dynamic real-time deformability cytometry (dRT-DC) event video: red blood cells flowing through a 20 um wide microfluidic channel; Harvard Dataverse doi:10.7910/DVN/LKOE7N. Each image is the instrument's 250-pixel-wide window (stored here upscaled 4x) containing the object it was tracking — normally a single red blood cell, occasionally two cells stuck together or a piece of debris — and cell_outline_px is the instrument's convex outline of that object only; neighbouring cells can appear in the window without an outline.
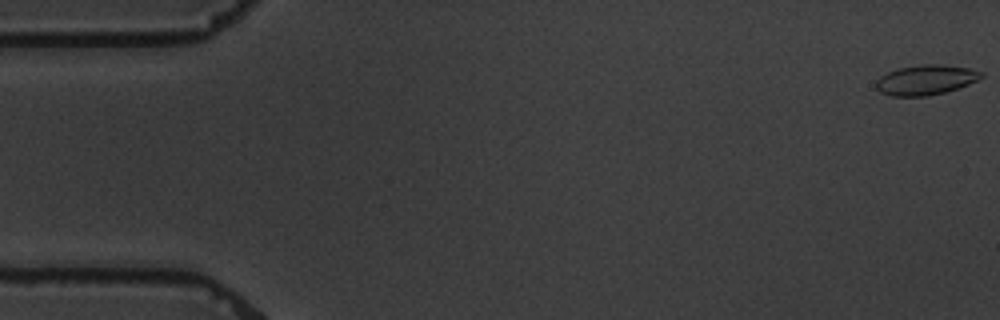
{"species": "common noctule bat (a hibernating species)", "species_latin": "Nyctalus noctula", "temperature_condition": "warm", "stored_images_in_passage": 6, "camera_frame_rate_fps": 3000, "um_per_image_px": 0.085, "animal": {"sex": "male", "body_mass_g": 19.5, "forearm_length_mm": 54.6}, "frame": {"image": 1, "passage_image": 1, "time_ms": 0.0, "image_size_px": [1000, 320], "cell_outline_px": [[984, 76], [968, 84], [944, 92], [928, 96], [892, 96], [880, 92], [876, 88], [876, 80], [880, 76], [896, 68], [924, 64], [940, 64], [968, 68], [984, 72]], "centroid_in_image_um": [78.66, 6.78], "position_along_channel_um": 6.3, "area_um2": 18.32}}
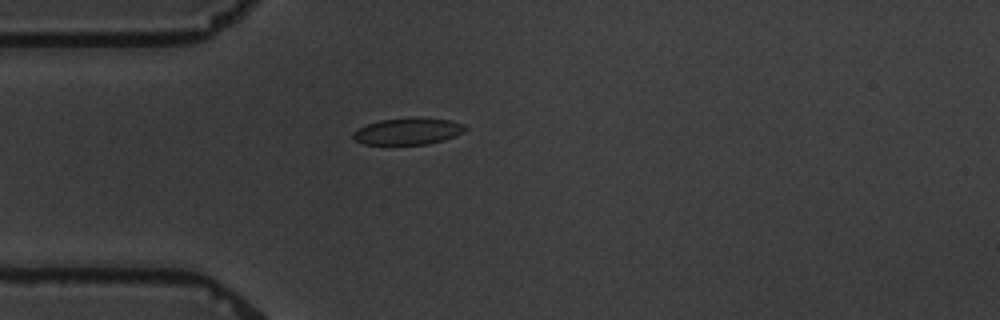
{"frame": {"image": 2, "passage_image": 5, "time_ms": 5.0, "image_size_px": [1000, 320], "cell_outline_px": [[468, 128], [464, 132], [456, 136], [444, 140], [428, 144], [364, 144], [356, 140], [352, 136], [352, 132], [368, 124], [380, 120], [452, 120], [464, 124]], "centroid_in_image_um": [34.71, 11.2], "position_along_channel_um": 50.3, "area_um2": 16.65}}